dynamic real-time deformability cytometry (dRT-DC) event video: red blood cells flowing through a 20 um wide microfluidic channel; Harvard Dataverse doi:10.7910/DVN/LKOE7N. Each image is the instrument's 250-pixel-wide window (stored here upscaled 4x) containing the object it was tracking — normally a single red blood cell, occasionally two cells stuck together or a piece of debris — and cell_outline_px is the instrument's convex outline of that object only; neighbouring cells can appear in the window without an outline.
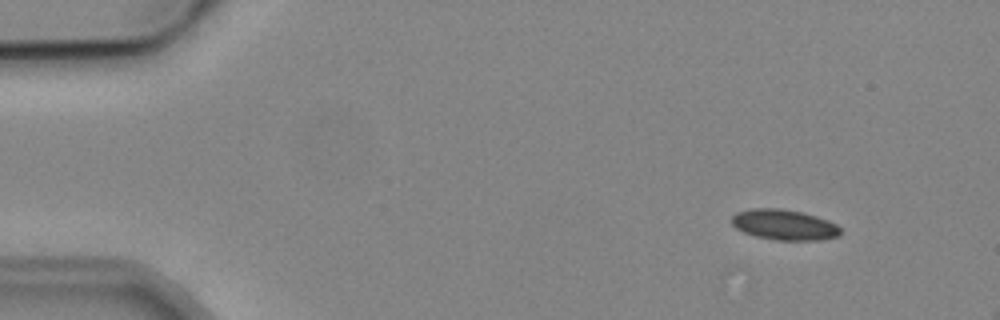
{"species": "common noctule bat (a hibernating species)", "species_latin": "Nyctalus noctula", "temperature_condition": "cold", "stored_images_in_passage": 5, "camera_frame_rate_fps": 3000, "um_per_image_px": 0.085, "animal": {"sex": "male", "body_mass_g": 19.2, "forearm_length_mm": 51.8}, "frame": {"image": 1, "passage_image": 1, "time_ms": 0.0, "image_size_px": [1000, 320], "cell_outline_px": [[840, 236], [820, 240], [776, 240], [756, 236], [744, 232], [736, 228], [732, 224], [732, 216], [736, 212], [752, 208], [780, 208], [800, 212], [816, 216], [828, 220], [836, 224], [840, 228]], "centroid_in_image_um": [66.66, 19.1], "position_along_channel_um": 18.3, "area_um2": 19.31}}
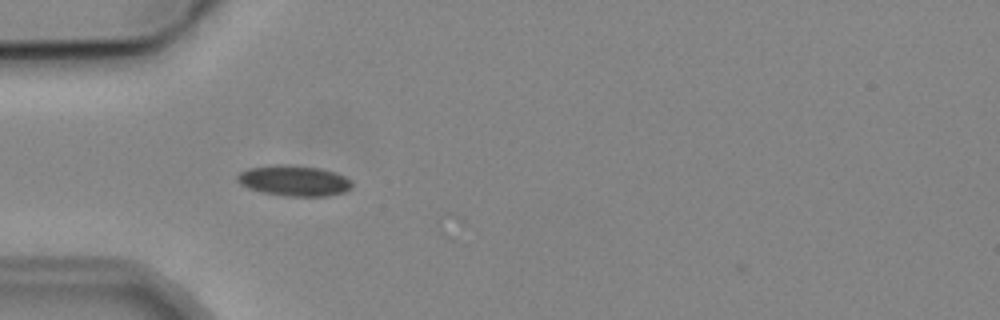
{"frame": {"image": 2, "passage_image": 4, "time_ms": 3.667, "image_size_px": [1000, 320], "cell_outline_px": [[352, 188], [344, 192], [328, 196], [284, 196], [260, 192], [248, 188], [240, 184], [236, 180], [236, 176], [240, 172], [248, 168], [276, 164], [284, 164], [320, 168], [344, 176], [352, 184]], "centroid_in_image_um": [24.94, 15.36], "position_along_channel_um": 60.1, "area_um2": 20.52}}